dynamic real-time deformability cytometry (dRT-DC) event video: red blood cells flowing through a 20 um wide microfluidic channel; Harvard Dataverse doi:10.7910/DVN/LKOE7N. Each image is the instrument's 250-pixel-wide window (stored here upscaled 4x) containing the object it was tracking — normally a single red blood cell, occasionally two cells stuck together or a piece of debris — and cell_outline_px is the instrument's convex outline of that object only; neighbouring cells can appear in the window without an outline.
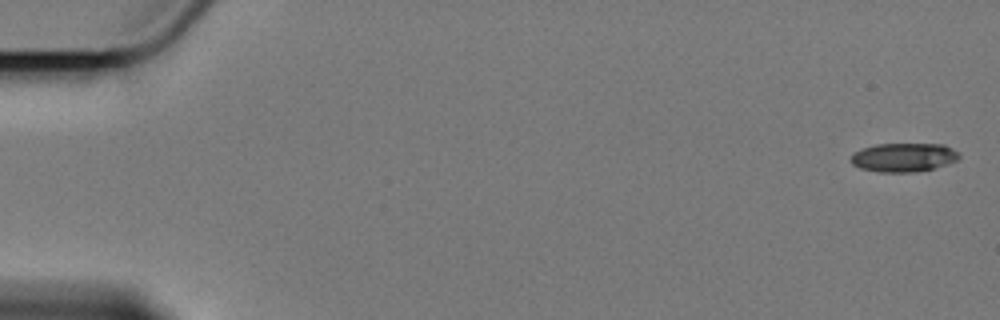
{"species": "Egyptian fruit bat (a non-hibernating species)", "species_latin": "Rousettus aegyptiacus", "temperature_condition": "cold", "stored_images_in_passage": 8, "camera_frame_rate_fps": 3000, "um_per_image_px": 0.085, "animal": {"sex": "female"}, "frame": {"image": 1, "passage_image": 1, "time_ms": 0.0, "image_size_px": [1000, 320], "cell_outline_px": [[960, 156], [956, 160], [932, 168], [916, 172], [880, 172], [860, 168], [852, 164], [852, 152], [876, 144], [944, 144], [960, 152]], "centroid_in_image_um": [76.81, 13.37], "position_along_channel_um": 8.2, "area_um2": 18.03}}
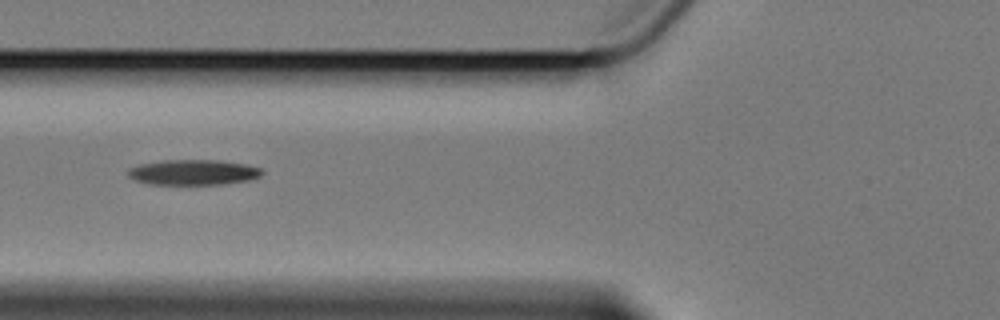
{"frame": {"image": 2, "passage_image": 7, "time_ms": 7.333, "image_size_px": [1000, 320], "cell_outline_px": [[264, 172], [260, 176], [248, 180], [224, 184], [152, 184], [136, 180], [128, 176], [128, 168], [140, 164], [160, 160], [216, 160], [248, 164], [260, 168]], "centroid_in_image_um": [16.44, 14.63], "position_along_channel_um": 109.4, "area_um2": 19.77}}
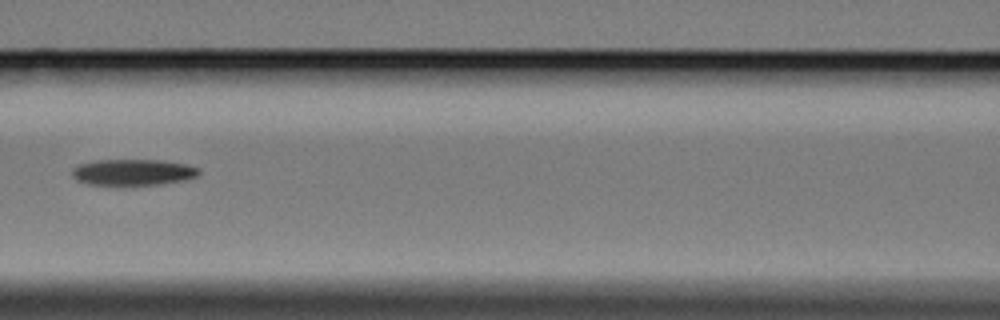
{"frame": {"image": 3, "passage_image": 8, "time_ms": 8.667, "image_size_px": [1000, 320], "cell_outline_px": [[200, 172], [196, 176], [184, 180], [160, 184], [120, 188], [88, 184], [76, 180], [72, 176], [72, 168], [80, 164], [96, 160], [164, 160], [188, 164], [200, 168]], "centroid_in_image_um": [11.28, 14.68], "position_along_channel_um": 155.3, "area_um2": 20.29}}